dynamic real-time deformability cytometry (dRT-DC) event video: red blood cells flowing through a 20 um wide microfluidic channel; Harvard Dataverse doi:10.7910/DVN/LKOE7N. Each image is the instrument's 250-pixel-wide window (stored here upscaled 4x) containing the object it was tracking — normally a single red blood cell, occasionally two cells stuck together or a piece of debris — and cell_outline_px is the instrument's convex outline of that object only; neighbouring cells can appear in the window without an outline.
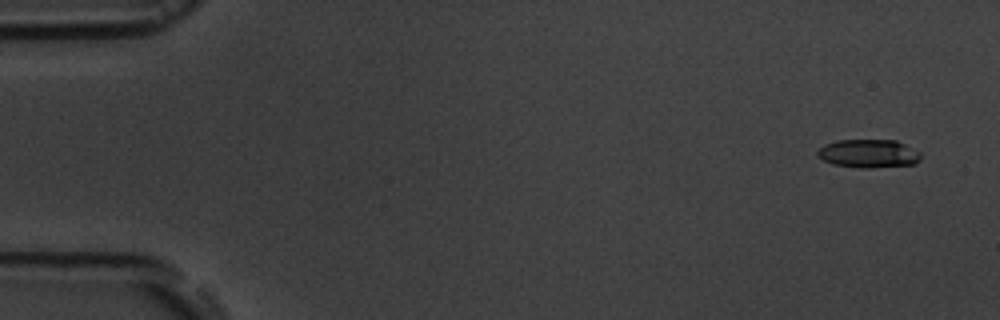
{"species": "common noctule bat (a hibernating species)", "species_latin": "Nyctalus noctula", "temperature_condition": "room temperature", "stored_images_in_passage": 5, "camera_frame_rate_fps": 3000, "um_per_image_px": 0.085, "animal": {"sex": "male", "body_mass_g": 19.5, "forearm_length_mm": 54.6}, "frame": {"image": 1, "passage_image": 1, "time_ms": 0.0, "image_size_px": [1000, 320], "cell_outline_px": [[920, 160], [916, 164], [868, 168], [860, 168], [832, 164], [816, 156], [816, 152], [824, 144], [836, 140], [896, 140], [920, 152]], "centroid_in_image_um": [73.81, 13.05], "position_along_channel_um": 11.2, "area_um2": 17.17}}
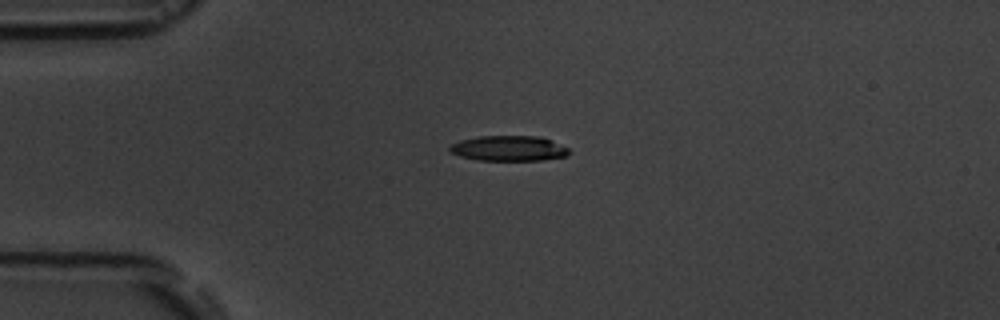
{"frame": {"image": 2, "passage_image": 4, "time_ms": 3.667, "image_size_px": [1000, 320], "cell_outline_px": [[568, 156], [540, 160], [476, 160], [460, 156], [452, 152], [448, 148], [452, 144], [460, 140], [480, 136], [540, 136], [568, 148]], "centroid_in_image_um": [43.23, 12.61], "position_along_channel_um": 41.8, "area_um2": 17.4}}